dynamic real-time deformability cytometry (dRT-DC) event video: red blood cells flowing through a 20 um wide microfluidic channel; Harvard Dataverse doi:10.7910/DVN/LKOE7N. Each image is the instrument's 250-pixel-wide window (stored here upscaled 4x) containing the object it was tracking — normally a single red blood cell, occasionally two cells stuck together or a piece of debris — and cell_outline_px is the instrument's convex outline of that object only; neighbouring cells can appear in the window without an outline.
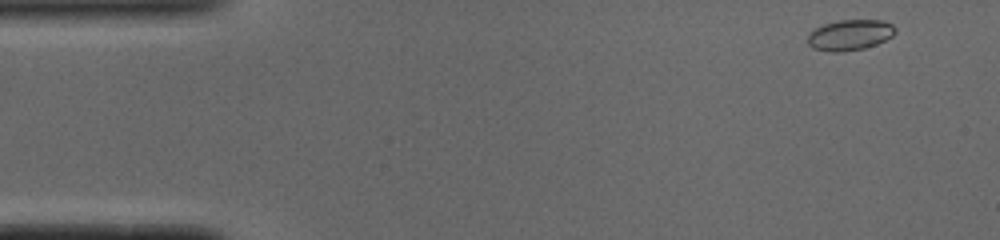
{"species": "common noctule bat (a hibernating species)", "species_latin": "Nyctalus noctula", "temperature_condition": "cold", "stored_images_in_passage": 49, "camera_frame_rate_fps": 3000, "um_per_image_px": 0.085, "animal": {"sex": "male", "body_mass_g": 19.0, "forearm_length_mm": 50.8}, "frame": {"image": 1, "passage_image": 1, "time_ms": 0.0, "image_size_px": [1000, 240], "cell_outline_px": [[896, 32], [892, 36], [876, 44], [864, 48], [840, 52], [828, 52], [812, 48], [808, 44], [808, 36], [816, 28], [824, 24], [840, 20], [880, 20], [892, 24], [896, 28]], "centroid_in_image_um": [72.24, 2.98], "position_along_channel_um": 12.8, "area_um2": 15.55}}
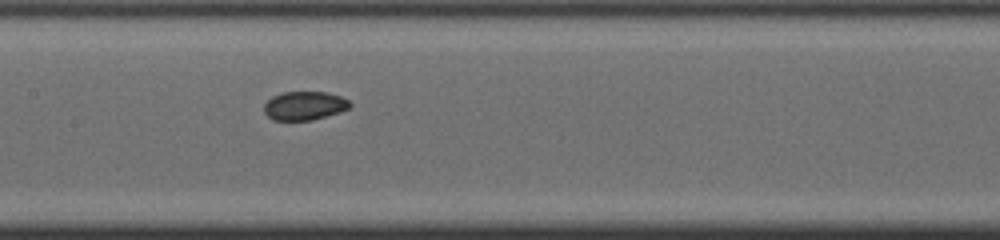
{"frame": {"image": 2, "passage_image": 22, "time_ms": 7.0, "image_size_px": [1000, 240], "cell_outline_px": [[352, 104], [348, 108], [340, 112], [312, 120], [272, 120], [264, 112], [264, 104], [272, 96], [284, 92], [328, 92], [340, 96], [348, 100]], "centroid_in_image_um": [25.87, 8.98], "position_along_channel_um": 181.5, "area_um2": 14.33}}
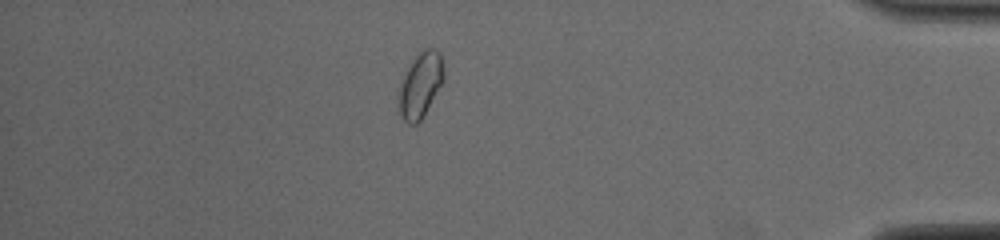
{"frame": {"image": 3, "passage_image": 42, "time_ms": 13.667, "image_size_px": [1000, 240], "cell_outline_px": [[444, 80], [420, 120], [416, 124], [408, 124], [404, 120], [400, 112], [400, 88], [404, 76], [412, 60], [424, 48], [436, 48], [440, 52], [444, 72]], "centroid_in_image_um": [35.77, 7.18], "position_along_channel_um": 399.4, "area_um2": 16.53}, "authors_computed_cell_mechanics": {"area_um2": 15.028, "velocity_mm_per_s": 3.8917, "shape_relaxation_time_tau1_ms": null, "shape_relaxation_time_tau2_ms": 2.5591, "deformation_change_tau1": null, "deformation_change_tau2": 0.0312}}